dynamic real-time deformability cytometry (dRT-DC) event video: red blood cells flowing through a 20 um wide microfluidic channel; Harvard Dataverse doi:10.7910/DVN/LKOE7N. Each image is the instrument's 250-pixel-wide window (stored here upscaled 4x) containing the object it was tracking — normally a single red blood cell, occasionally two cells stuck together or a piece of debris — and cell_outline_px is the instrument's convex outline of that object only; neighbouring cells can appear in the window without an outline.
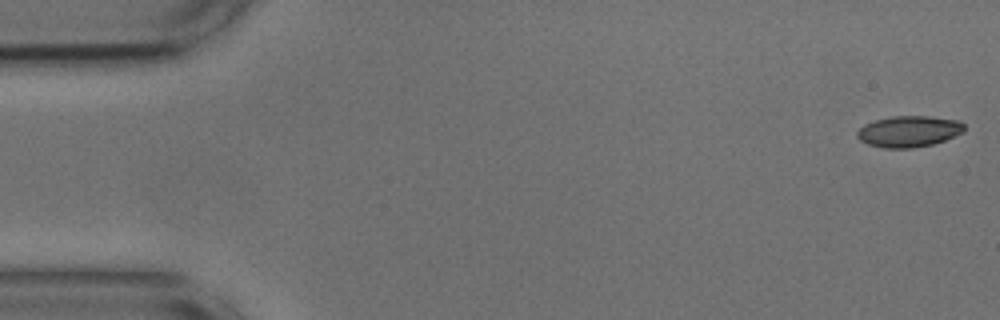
{"species": "common noctule bat (a hibernating species)", "species_latin": "Nyctalus noctula", "temperature_condition": "cold", "stored_images_in_passage": 25, "camera_frame_rate_fps": 3000, "um_per_image_px": 0.085, "animal": {"sex": "male", "body_mass_g": 17.9, "forearm_length_mm": 54.2}, "frame": {"image": 1, "passage_image": 1, "time_ms": 0.0, "image_size_px": [1000, 320], "cell_outline_px": [[964, 132], [944, 140], [932, 144], [912, 148], [884, 148], [868, 144], [860, 140], [856, 136], [856, 132], [864, 124], [876, 120], [892, 116], [928, 116], [960, 120], [964, 124]], "centroid_in_image_um": [77.25, 11.16], "position_along_channel_um": 7.7, "area_um2": 19.48}}
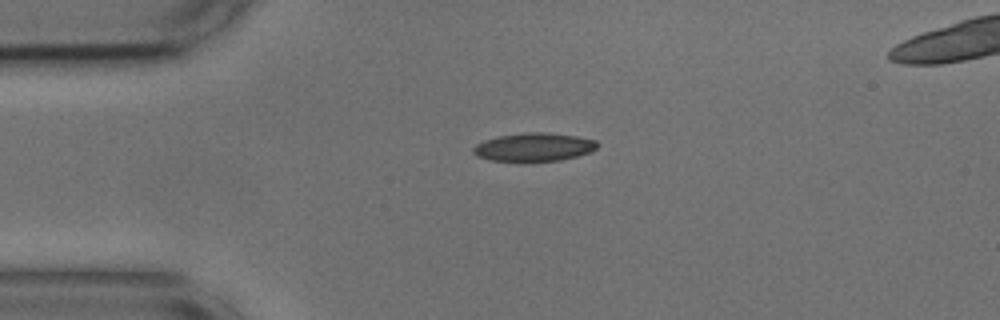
{"frame": {"image": 2, "passage_image": 12, "time_ms": 3.667, "image_size_px": [1000, 320], "cell_outline_px": [[600, 144], [592, 152], [560, 160], [492, 160], [476, 156], [472, 152], [472, 148], [476, 144], [484, 140], [500, 136], [524, 132], [544, 132], [576, 136], [596, 140]], "centroid_in_image_um": [45.4, 12.48], "position_along_channel_um": 39.6, "area_um2": 20.23}}
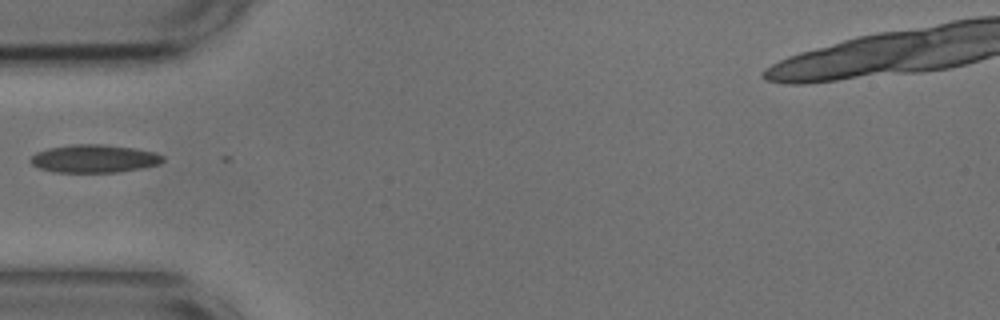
{"frame": {"image": 3, "passage_image": 17, "time_ms": 5.333, "image_size_px": [1000, 320], "cell_outline_px": [[164, 160], [160, 164], [140, 168], [116, 172], [52, 172], [40, 168], [32, 164], [28, 160], [36, 152], [48, 148], [72, 144], [104, 144], [136, 148], [156, 152], [164, 156]], "centroid_in_image_um": [8.01, 13.47], "position_along_channel_um": 77.0, "area_um2": 21.73}}